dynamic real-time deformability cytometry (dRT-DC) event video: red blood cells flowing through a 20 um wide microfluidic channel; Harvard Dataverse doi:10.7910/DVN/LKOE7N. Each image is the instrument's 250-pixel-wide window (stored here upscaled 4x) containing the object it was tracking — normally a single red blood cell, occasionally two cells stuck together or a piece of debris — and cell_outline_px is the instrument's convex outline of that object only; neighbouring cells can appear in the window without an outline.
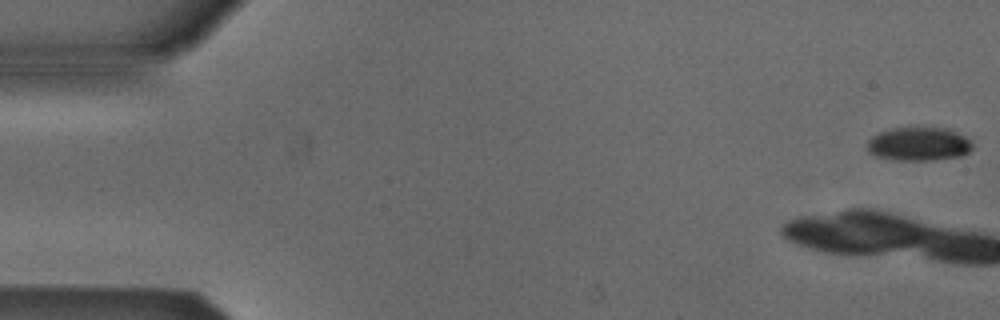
{"species": "Egyptian fruit bat (a non-hibernating species)", "species_latin": "Rousettus aegyptiacus", "temperature_condition": "cold", "stored_images_in_passage": 9, "camera_frame_rate_fps": 3000, "um_per_image_px": 0.085, "animal": {"sex": "male"}, "frame": {"image": 1, "passage_image": 1, "time_ms": 0.0, "image_size_px": [1000, 320], "cell_outline_px": [[972, 148], [968, 152], [960, 156], [932, 160], [896, 160], [876, 156], [868, 152], [868, 140], [872, 136], [880, 132], [892, 128], [948, 128], [964, 136], [972, 144]], "centroid_in_image_um": [78.07, 12.24], "position_along_channel_um": 6.9, "area_um2": 20.4}}